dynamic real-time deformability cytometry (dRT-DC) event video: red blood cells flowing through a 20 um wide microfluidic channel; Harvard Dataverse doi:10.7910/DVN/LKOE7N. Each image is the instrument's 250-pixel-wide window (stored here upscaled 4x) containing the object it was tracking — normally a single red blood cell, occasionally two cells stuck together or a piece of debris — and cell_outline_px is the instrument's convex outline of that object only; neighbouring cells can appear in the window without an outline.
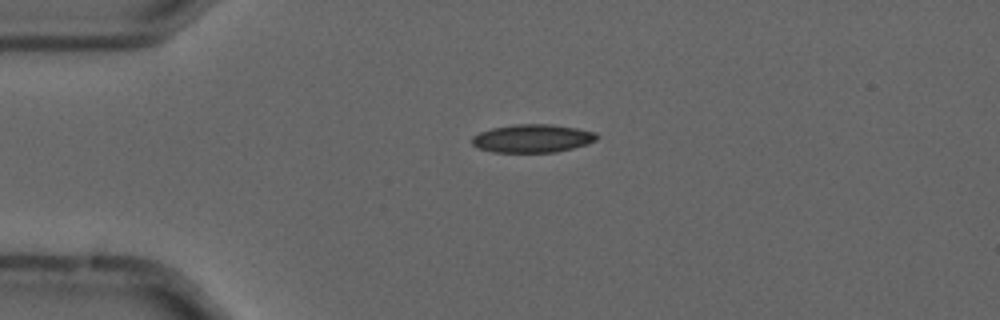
{"species": "common noctule bat (a hibernating species)", "species_latin": "Nyctalus noctula", "temperature_condition": "cold", "stored_images_in_passage": 4, "camera_frame_rate_fps": 3000, "um_per_image_px": 0.085, "animal": {"sex": "male", "forearm_length_mm": 52.5}, "frame": {"image": 1, "passage_image": 3, "time_ms": 0.667, "image_size_px": [1000, 320], "cell_outline_px": [[600, 136], [596, 140], [588, 144], [556, 152], [492, 152], [480, 148], [472, 144], [472, 136], [480, 132], [492, 128], [516, 124], [552, 124], [576, 128], [596, 132]], "centroid_in_image_um": [45.29, 11.76], "position_along_channel_um": 39.7, "area_um2": 20.52}}